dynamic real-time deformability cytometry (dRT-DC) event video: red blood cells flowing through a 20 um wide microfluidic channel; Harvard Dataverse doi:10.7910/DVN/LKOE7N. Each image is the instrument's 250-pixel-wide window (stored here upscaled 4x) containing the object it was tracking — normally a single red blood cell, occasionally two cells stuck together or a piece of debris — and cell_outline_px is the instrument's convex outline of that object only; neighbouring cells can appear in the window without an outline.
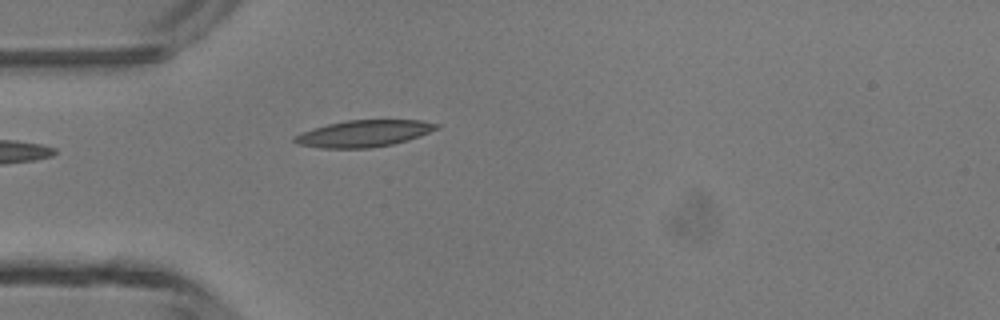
{"species": "common noctule bat (a hibernating species)", "species_latin": "Nyctalus noctula", "temperature_condition": "room temperature", "stored_images_in_passage": 5, "camera_frame_rate_fps": 3000, "um_per_image_px": 0.085, "animal": {"sex": "male", "body_mass_g": 13.3}, "frame": {"image": 1, "passage_image": 1, "time_ms": 0.0, "image_size_px": [1000, 320], "cell_outline_px": [[440, 128], [420, 136], [408, 140], [392, 144], [368, 148], [320, 148], [296, 144], [292, 140], [292, 136], [300, 132], [312, 128], [344, 120], [420, 120], [440, 124]], "centroid_in_image_um": [30.89, 11.34], "position_along_channel_um": 54.1, "area_um2": 22.31}}